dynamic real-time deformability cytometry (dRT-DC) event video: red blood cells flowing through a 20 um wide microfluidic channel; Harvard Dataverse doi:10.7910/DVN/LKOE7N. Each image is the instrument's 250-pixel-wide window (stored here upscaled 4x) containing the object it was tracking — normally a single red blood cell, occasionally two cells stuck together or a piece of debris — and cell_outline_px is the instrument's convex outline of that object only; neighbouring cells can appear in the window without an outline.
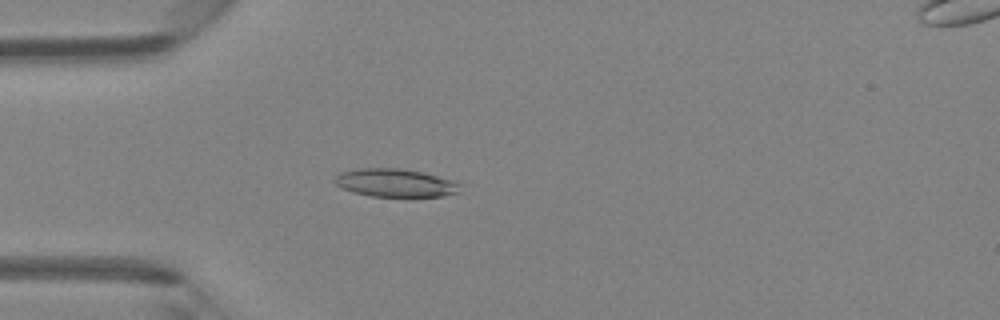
{"species": "Egyptian fruit bat (a non-hibernating species)", "species_latin": "Rousettus aegyptiacus", "temperature_condition": "room temperature", "stored_images_in_passage": 48, "camera_frame_rate_fps": 3000, "um_per_image_px": 0.085, "animal": {"sex": "female"}, "frame": {"image": 1, "passage_image": 14, "time_ms": 4.333, "image_size_px": [1000, 320], "cell_outline_px": [[460, 192], [444, 196], [412, 200], [372, 196], [352, 192], [336, 184], [332, 180], [340, 172], [356, 168], [400, 168], [420, 172], [436, 176], [460, 184]], "centroid_in_image_um": [33.61, 15.6], "position_along_channel_um": 51.4, "area_um2": 21.33}}
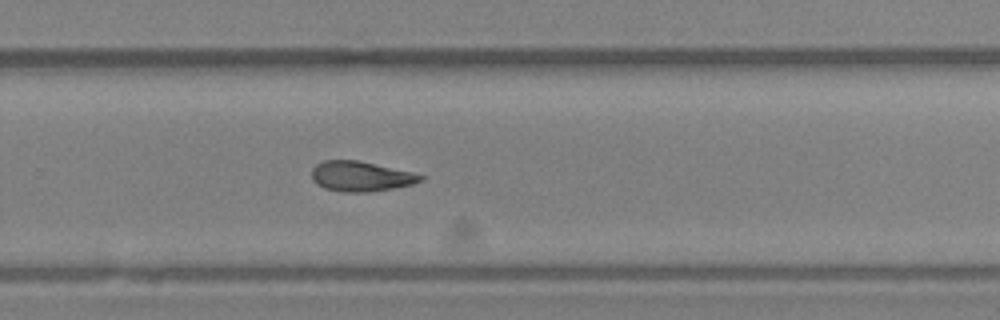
{"frame": {"image": 2, "passage_image": 32, "time_ms": 10.333, "image_size_px": [1000, 320], "cell_outline_px": [[424, 180], [412, 184], [392, 188], [368, 192], [340, 192], [324, 188], [316, 184], [312, 180], [312, 168], [316, 164], [324, 160], [356, 160], [412, 172], [424, 176]], "centroid_in_image_um": [30.63, 14.99], "position_along_channel_um": 299.2, "area_um2": 19.02}}
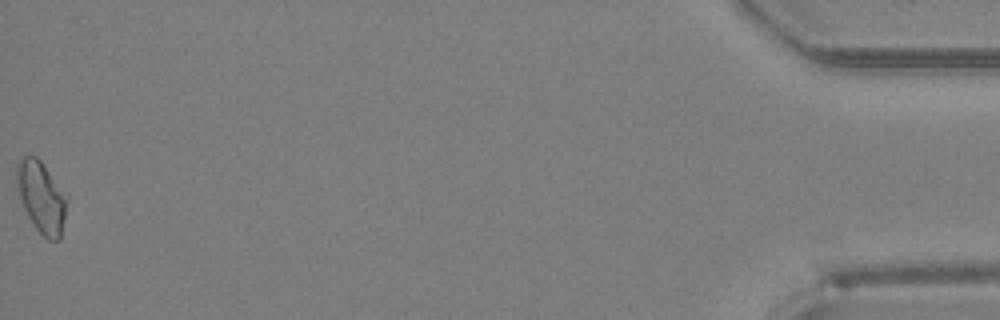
{"frame": {"image": 3, "passage_image": 48, "time_ms": 15.667, "image_size_px": [1000, 320], "cell_outline_px": [[68, 200], [60, 240], [48, 240], [36, 228], [28, 216], [24, 208], [20, 196], [16, 180], [16, 164], [24, 156], [36, 156], [40, 160], [68, 196]], "centroid_in_image_um": [3.53, 16.75], "position_along_channel_um": 431.7, "area_um2": 20.69}, "authors_computed_cell_mechanics": {"area_um2": 19.5364, "velocity_mm_per_s": 4.3103, "shape_relaxation_time_tau1_ms": null, "shape_relaxation_time_tau2_ms": 8.2619, "deformation_change_tau1": null, "deformation_change_tau2": 0.1869}}